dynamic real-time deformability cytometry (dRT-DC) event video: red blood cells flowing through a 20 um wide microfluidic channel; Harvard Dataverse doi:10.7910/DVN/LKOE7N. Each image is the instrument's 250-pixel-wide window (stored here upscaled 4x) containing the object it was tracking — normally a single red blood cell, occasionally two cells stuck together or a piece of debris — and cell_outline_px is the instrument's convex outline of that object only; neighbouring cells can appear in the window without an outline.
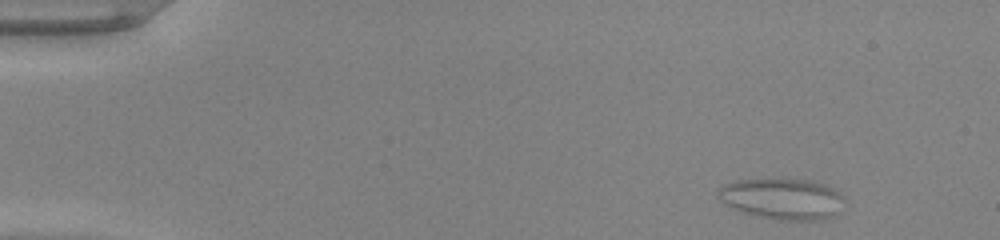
{"species": "common noctule bat (a hibernating species)", "species_latin": "Nyctalus noctula", "temperature_condition": "warm", "stored_images_in_passage": 49, "camera_frame_rate_fps": 3000, "um_per_image_px": 0.085, "animal": {"sex": "male", "body_mass_g": 20.0, "forearm_length_mm": 53.3}, "frame": {"image": 1, "passage_image": 1, "time_ms": 0.0, "image_size_px": [1000, 240], "cell_outline_px": [[840, 196], [836, 216], [824, 220], [780, 220], [760, 216], [744, 212], [732, 208], [720, 200], [716, 196], [716, 192], [724, 184], [736, 180], [812, 180], [824, 184], [840, 192]], "centroid_in_image_um": [66.45, 16.91], "position_along_channel_um": 18.6, "area_um2": 29.65}}
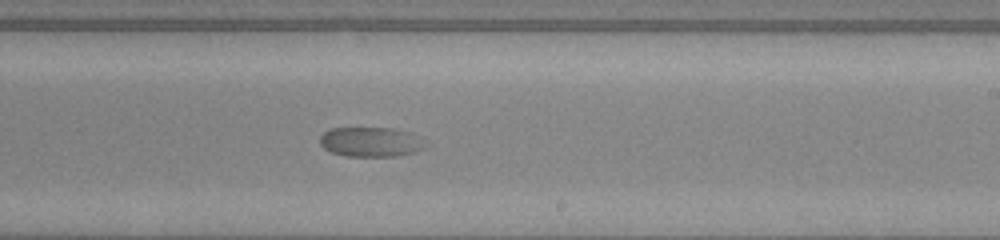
{"frame": {"image": 2, "passage_image": 29, "time_ms": 9.333, "image_size_px": [1000, 240], "cell_outline_px": [[428, 144], [424, 148], [416, 152], [396, 156], [344, 156], [332, 152], [324, 148], [320, 144], [320, 136], [324, 132], [332, 128], [392, 128], [412, 132]], "centroid_in_image_um": [31.54, 12.06], "position_along_channel_um": 257.5, "area_um2": 18.38}}
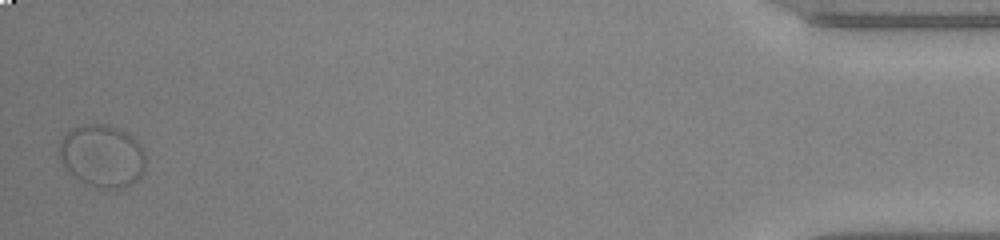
{"frame": {"image": 3, "passage_image": 49, "time_ms": 16.0, "image_size_px": [1000, 240], "cell_outline_px": [[144, 168], [140, 176], [132, 184], [124, 188], [104, 188], [88, 184], [80, 180], [64, 168], [60, 164], [60, 140], [72, 128], [88, 124], [108, 124], [120, 128], [128, 132], [140, 144], [144, 152]], "centroid_in_image_um": [8.69, 13.24], "position_along_channel_um": 426.5, "area_um2": 31.44}}